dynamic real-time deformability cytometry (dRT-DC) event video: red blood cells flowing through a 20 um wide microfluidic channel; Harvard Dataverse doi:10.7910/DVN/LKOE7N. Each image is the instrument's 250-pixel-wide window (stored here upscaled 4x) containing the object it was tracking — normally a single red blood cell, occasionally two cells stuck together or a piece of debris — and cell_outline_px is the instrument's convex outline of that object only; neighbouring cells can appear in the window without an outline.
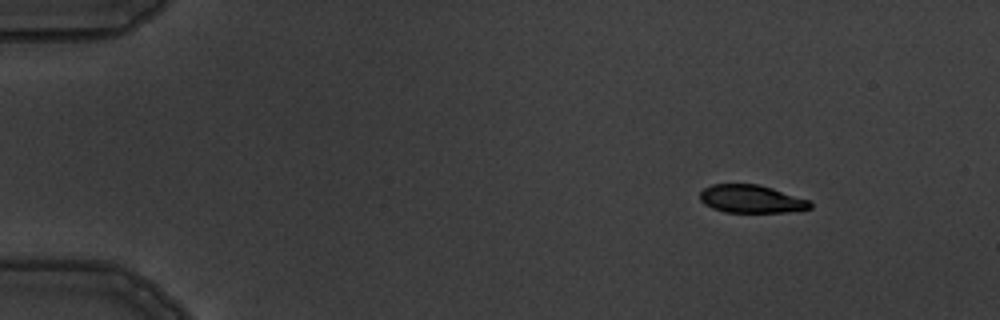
{"species": "common noctule bat (a hibernating species)", "species_latin": "Nyctalus noctula", "temperature_condition": "warm", "stored_images_in_passage": 5, "camera_frame_rate_fps": 3000, "um_per_image_px": 0.085, "animal": {"sex": "male", "body_mass_g": 19.5, "forearm_length_mm": 54.6}, "frame": {"image": 1, "passage_image": 2, "time_ms": 1.333, "image_size_px": [1000, 320], "cell_outline_px": [[812, 208], [788, 212], [724, 212], [712, 208], [704, 204], [700, 200], [700, 192], [704, 188], [712, 184], [756, 184], [772, 188], [808, 200], [812, 204]], "centroid_in_image_um": [63.83, 16.91], "position_along_channel_um": 21.2, "area_um2": 17.86}}